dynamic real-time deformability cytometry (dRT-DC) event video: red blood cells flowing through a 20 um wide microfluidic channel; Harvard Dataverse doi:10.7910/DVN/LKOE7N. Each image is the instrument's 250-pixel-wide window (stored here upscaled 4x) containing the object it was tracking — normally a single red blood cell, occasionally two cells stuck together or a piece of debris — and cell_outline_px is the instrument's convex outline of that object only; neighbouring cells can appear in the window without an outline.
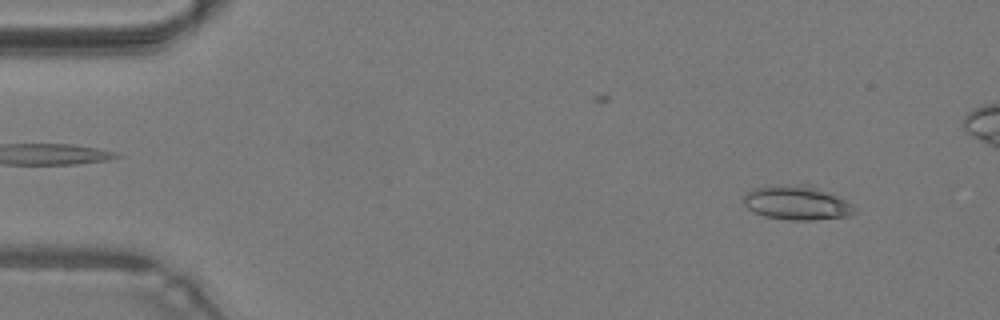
{"species": "common noctule bat (a hibernating species)", "species_latin": "Nyctalus noctula", "temperature_condition": "warm", "stored_images_in_passage": 45, "camera_frame_rate_fps": 3000, "um_per_image_px": 0.085, "animal": {"sex": "male", "body_mass_g": 19.2, "forearm_length_mm": 51.8}, "frame": {"image": 1, "passage_image": 5, "time_ms": 1.333, "image_size_px": [1000, 320], "cell_outline_px": [[856, 212], [848, 216], [812, 220], [792, 220], [764, 216], [748, 208], [744, 204], [744, 196], [748, 192], [756, 188], [776, 184], [812, 184], [852, 204]], "centroid_in_image_um": [67.74, 17.22], "position_along_channel_um": 17.3, "area_um2": 22.02}}
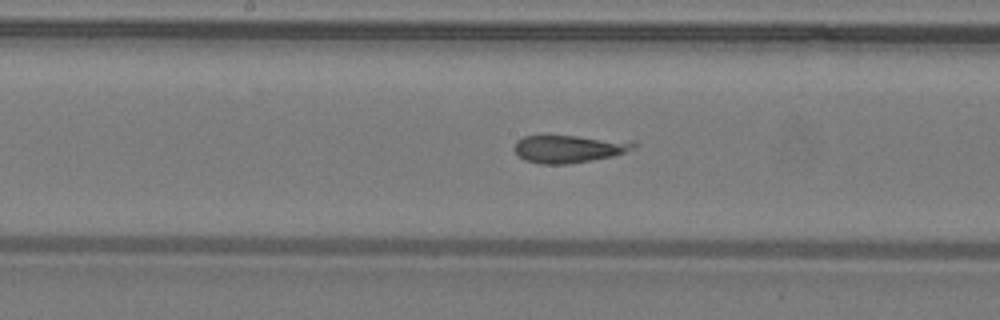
{"frame": {"image": 2, "passage_image": 25, "time_ms": 8.0, "image_size_px": [1000, 320], "cell_outline_px": [[640, 144], [636, 148], [612, 156], [592, 160], [568, 164], [540, 164], [524, 160], [516, 152], [516, 140], [524, 136], [576, 136]], "centroid_in_image_um": [48.29, 12.67], "position_along_channel_um": 199.9, "area_um2": 18.61}}
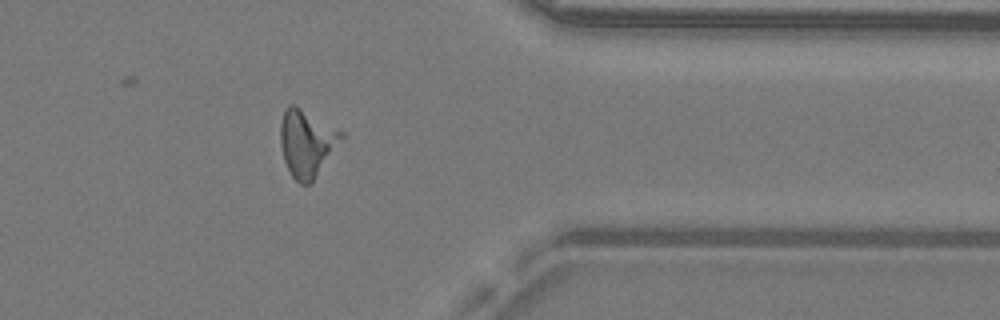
{"frame": {"image": 3, "passage_image": 39, "time_ms": 12.667, "image_size_px": [1000, 320], "cell_outline_px": [[344, 136], [312, 184], [300, 184], [292, 176], [284, 160], [280, 144], [280, 124], [284, 108], [288, 104], [296, 104], [344, 132]], "centroid_in_image_um": [26.06, 12.13], "position_along_channel_um": 385.3, "area_um2": 24.1}}